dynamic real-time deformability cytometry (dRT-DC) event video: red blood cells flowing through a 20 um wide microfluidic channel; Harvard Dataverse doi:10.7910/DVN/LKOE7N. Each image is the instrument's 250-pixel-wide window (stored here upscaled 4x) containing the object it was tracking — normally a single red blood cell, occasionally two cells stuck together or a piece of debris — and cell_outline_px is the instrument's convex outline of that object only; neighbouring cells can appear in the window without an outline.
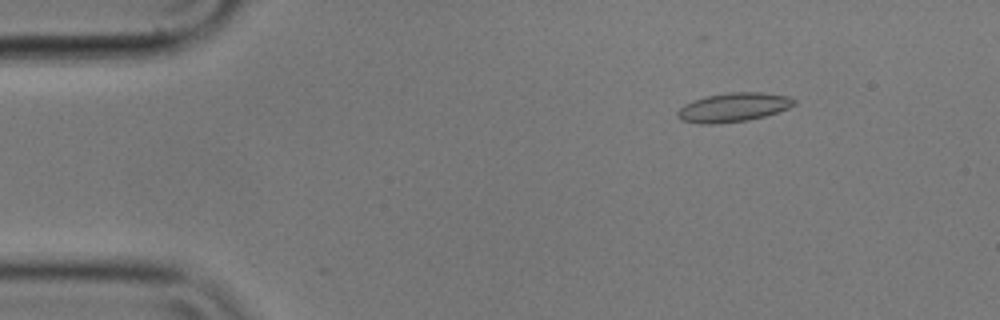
{"species": "common noctule bat (a hibernating species)", "species_latin": "Nyctalus noctula", "temperature_condition": "cold", "stored_images_in_passage": 56, "camera_frame_rate_fps": 3000, "um_per_image_px": 0.085, "animal": {"sex": "male", "body_mass_g": 17.9}, "frame": {"image": 1, "passage_image": 8, "time_ms": 2.333, "image_size_px": [1000, 320], "cell_outline_px": [[796, 104], [788, 108], [764, 116], [748, 120], [716, 124], [700, 124], [680, 120], [676, 116], [676, 112], [684, 104], [692, 100], [708, 96], [728, 92], [760, 92], [788, 96], [796, 100]], "centroid_in_image_um": [62.3, 9.13], "position_along_channel_um": 22.7, "area_um2": 19.77}}
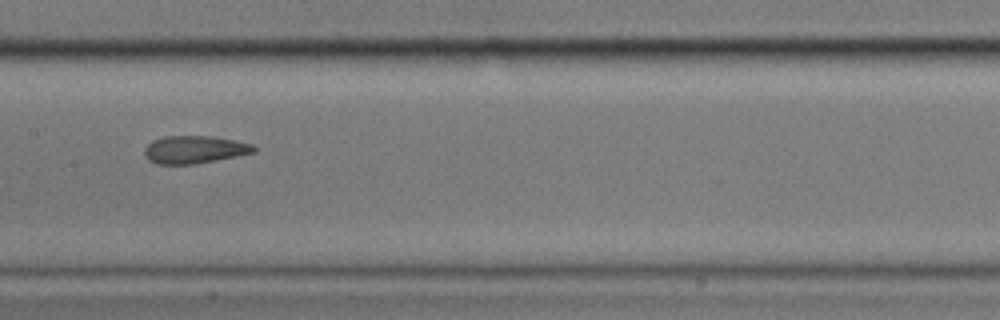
{"frame": {"image": 2, "passage_image": 28, "time_ms": 9.0, "image_size_px": [1000, 320], "cell_outline_px": [[256, 152], [196, 164], [156, 164], [148, 160], [144, 156], [144, 148], [152, 140], [164, 136], [212, 136], [236, 140], [252, 144], [256, 148]], "centroid_in_image_um": [16.51, 12.71], "position_along_channel_um": 190.9, "area_um2": 17.8}}
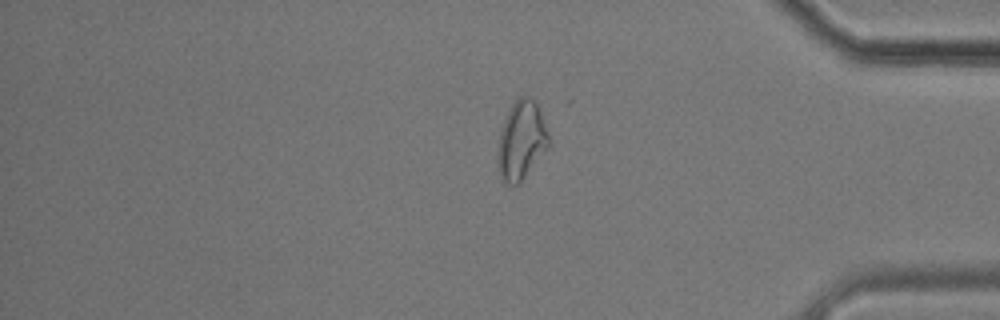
{"frame": {"image": 3, "passage_image": 47, "time_ms": 15.333, "image_size_px": [1000, 320], "cell_outline_px": [[548, 148], [520, 184], [508, 184], [500, 176], [496, 164], [496, 152], [500, 128], [512, 104], [520, 96], [528, 96], [540, 108], [548, 132]], "centroid_in_image_um": [44.29, 11.96], "position_along_channel_um": 390.9, "area_um2": 23.64}, "authors_computed_cell_mechanics": {"area_um2": 19.074, "velocity_mm_per_s": 3.5425, "shape_relaxation_time_tau1_ms": 10.403, "shape_relaxation_time_tau2_ms": 1.5323, "deformation_change_tau1": 0.2244, "deformation_change_tau2": 0.0786}}